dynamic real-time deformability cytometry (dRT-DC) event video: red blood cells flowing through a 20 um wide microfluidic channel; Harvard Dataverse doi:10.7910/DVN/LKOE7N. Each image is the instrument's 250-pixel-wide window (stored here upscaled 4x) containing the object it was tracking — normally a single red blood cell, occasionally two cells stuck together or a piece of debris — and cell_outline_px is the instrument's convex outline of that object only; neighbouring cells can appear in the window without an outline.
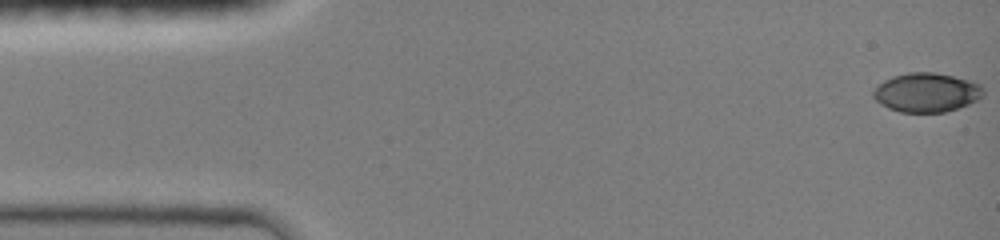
{"species": "common noctule bat (a hibernating species)", "species_latin": "Nyctalus noctula", "temperature_condition": "room temperature", "stored_images_in_passage": 37, "camera_frame_rate_fps": 3000, "um_per_image_px": 0.085, "animal": {"sex": "female", "body_mass_g": 19.0, "forearm_length_mm": 51.5}, "frame": {"image": 1, "passage_image": 1, "time_ms": 0.0, "image_size_px": [1000, 240], "cell_outline_px": [[984, 96], [968, 104], [944, 112], [900, 112], [888, 108], [880, 104], [872, 96], [872, 92], [884, 80], [892, 76], [908, 72], [932, 72], [952, 76], [968, 80], [980, 84], [984, 88]], "centroid_in_image_um": [78.75, 7.86], "position_along_channel_um": 6.3, "area_um2": 25.03}}
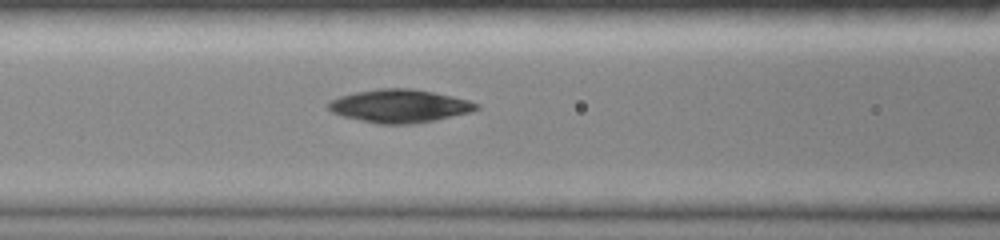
{"frame": {"image": 2, "passage_image": 16, "time_ms": 6.0, "image_size_px": [1000, 240], "cell_outline_px": [[480, 108], [468, 112], [432, 120], [408, 124], [380, 124], [360, 120], [344, 116], [332, 112], [328, 108], [328, 100], [340, 96], [356, 92], [376, 88], [412, 88], [452, 96], [468, 100], [480, 104]], "centroid_in_image_um": [33.93, 8.99], "position_along_channel_um": 132.7, "area_um2": 28.26}}
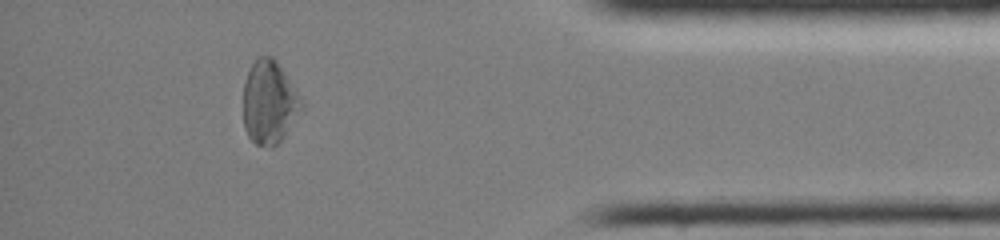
{"frame": {"image": 3, "passage_image": 32, "time_ms": 13.333, "image_size_px": [1000, 240], "cell_outline_px": [[304, 108], [284, 136], [272, 148], [268, 148], [256, 144], [248, 136], [244, 128], [244, 84], [248, 72], [252, 64], [260, 56], [272, 56], [284, 72], [300, 96], [304, 104]], "centroid_in_image_um": [22.9, 8.73], "position_along_channel_um": 412.3, "area_um2": 28.09}, "authors_computed_cell_mechanics": {"area_um2": 27.9174, "velocity_mm_per_s": 4.1651, "shape_relaxation_time_tau1_ms": 5.2205, "shape_relaxation_time_tau2_ms": null, "deformation_change_tau1": 0.1571, "deformation_change_tau2": null}}